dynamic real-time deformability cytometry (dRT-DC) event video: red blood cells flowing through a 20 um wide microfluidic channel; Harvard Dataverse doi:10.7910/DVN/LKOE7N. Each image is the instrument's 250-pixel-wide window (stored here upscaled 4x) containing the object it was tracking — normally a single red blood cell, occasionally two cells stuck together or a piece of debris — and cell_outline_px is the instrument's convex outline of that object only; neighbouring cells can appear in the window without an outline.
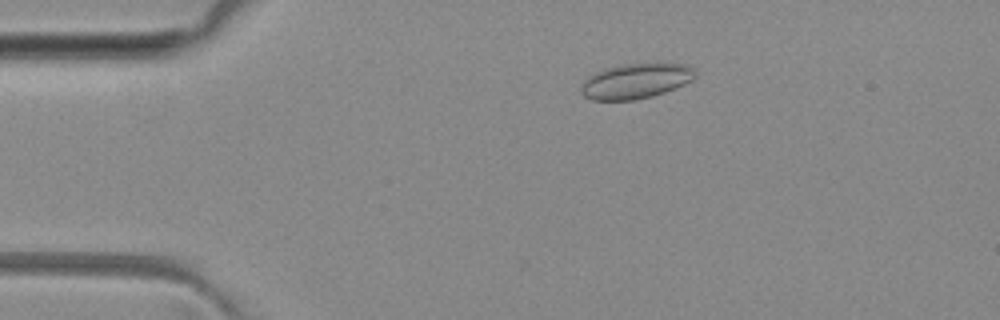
{"species": "common noctule bat (a hibernating species)", "species_latin": "Nyctalus noctula", "temperature_condition": "room temperature", "stored_images_in_passage": 3, "camera_frame_rate_fps": 3000, "um_per_image_px": 0.085, "animal": {"sex": "female", "body_mass_g": 29.2, "forearm_length_mm": 56.3}, "frame": {"image": 1, "passage_image": 1, "time_ms": 0.0, "image_size_px": [1000, 320], "cell_outline_px": [[696, 76], [692, 80], [684, 84], [664, 92], [652, 96], [632, 100], [592, 100], [584, 96], [580, 92], [580, 88], [584, 80], [588, 76], [604, 68], [620, 64], [684, 64], [696, 68]], "centroid_in_image_um": [54.02, 6.89], "position_along_channel_um": 31.0, "area_um2": 23.35}}
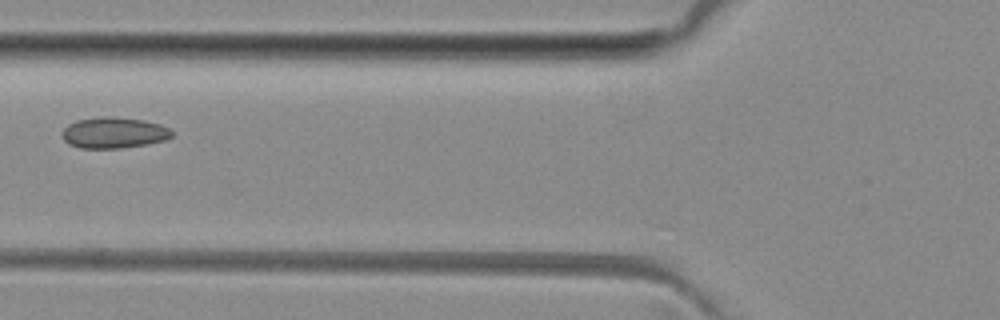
{"frame": {"image": 2, "passage_image": 3, "time_ms": 3.333, "image_size_px": [1000, 320], "cell_outline_px": [[172, 136], [164, 140], [144, 144], [120, 148], [80, 148], [68, 144], [64, 140], [64, 128], [68, 124], [76, 120], [100, 116], [112, 116], [144, 120], [160, 124], [168, 128], [172, 132]], "centroid_in_image_um": [9.66, 11.27], "position_along_channel_um": 116.1, "area_um2": 19.71}}